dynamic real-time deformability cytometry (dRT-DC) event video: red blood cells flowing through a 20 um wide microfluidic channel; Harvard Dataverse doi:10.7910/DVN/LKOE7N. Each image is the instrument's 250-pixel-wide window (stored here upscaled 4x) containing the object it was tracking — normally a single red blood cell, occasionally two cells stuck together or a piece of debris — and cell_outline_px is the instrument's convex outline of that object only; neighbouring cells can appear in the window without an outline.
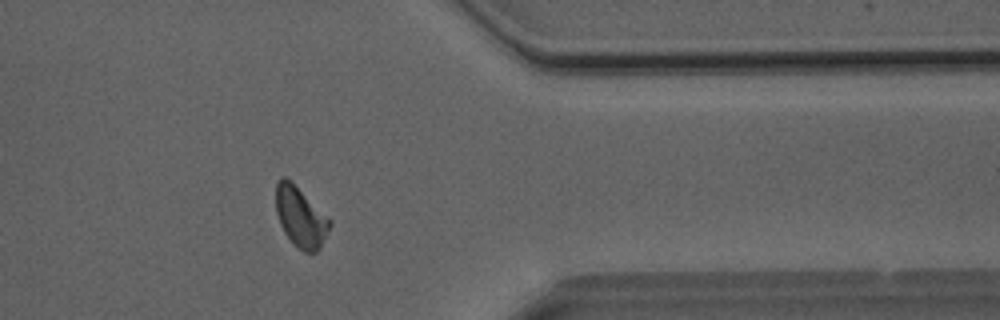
{"species": "Egyptian fruit bat (a non-hibernating species)", "species_latin": "Rousettus aegyptiacus", "temperature_condition": "room temperature", "stored_images_in_passage": 46, "camera_frame_rate_fps": 3000, "um_per_image_px": 0.085, "animal": {"sex": "male"}, "frame": {"image": 1, "passage_image": 37, "time_ms": 12.0, "image_size_px": [1000, 320], "cell_outline_px": [[332, 224], [320, 248], [316, 252], [304, 252], [284, 232], [280, 224], [276, 212], [276, 180], [280, 176], [284, 176], [332, 220]], "centroid_in_image_um": [25.55, 18.44], "position_along_channel_um": 385.9, "area_um2": 18.5}}
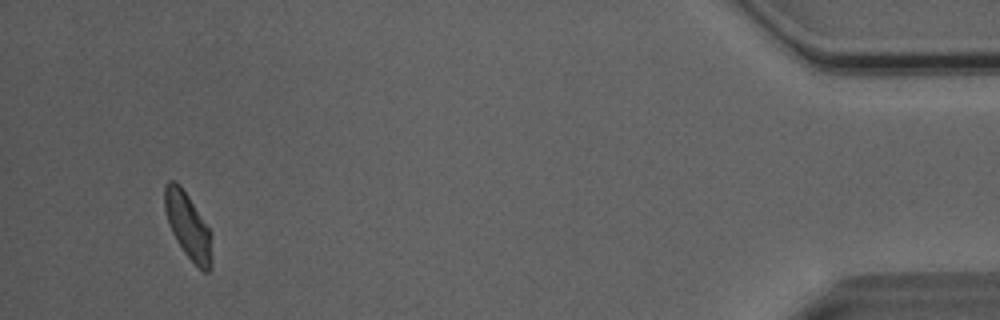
{"frame": {"image": 2, "passage_image": 44, "time_ms": 14.333, "image_size_px": [1000, 320], "cell_outline_px": [[212, 264], [208, 272], [204, 272], [184, 252], [176, 240], [168, 224], [164, 208], [164, 184], [168, 180], [176, 180], [180, 184], [188, 196], [208, 228], [212, 260]], "centroid_in_image_um": [15.92, 19.14], "position_along_channel_um": 419.3, "area_um2": 17.74}, "authors_computed_cell_mechanics": {"area_um2": 18.9584, "velocity_mm_per_s": 4.0227, "shape_relaxation_time_tau1_ms": 3.7605, "shape_relaxation_time_tau2_ms": 1.9843, "deformation_change_tau1": 0.1286, "deformation_change_tau2": 0.0877}}